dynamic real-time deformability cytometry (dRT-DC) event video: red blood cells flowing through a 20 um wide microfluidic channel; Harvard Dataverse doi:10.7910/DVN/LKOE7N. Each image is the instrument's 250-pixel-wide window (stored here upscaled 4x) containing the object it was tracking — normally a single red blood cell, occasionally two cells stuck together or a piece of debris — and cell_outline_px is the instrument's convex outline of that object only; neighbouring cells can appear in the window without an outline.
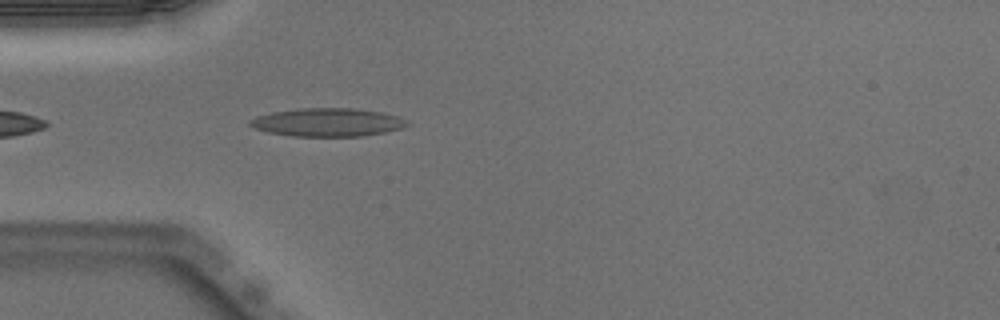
{"species": "Egyptian fruit bat (a non-hibernating species)", "species_latin": "Rousettus aegyptiacus", "temperature_condition": "warm", "stored_images_in_passage": 6, "camera_frame_rate_fps": 3000, "um_per_image_px": 0.085, "animal": {"sex": "male"}, "frame": {"image": 1, "passage_image": 3, "time_ms": 0.667, "image_size_px": [1000, 320], "cell_outline_px": [[408, 124], [400, 128], [384, 132], [364, 136], [292, 136], [268, 132], [256, 128], [248, 124], [248, 120], [256, 116], [272, 112], [300, 108], [356, 108], [380, 112], [400, 116], [408, 120]], "centroid_in_image_um": [27.84, 10.39], "position_along_channel_um": 57.2, "area_um2": 25.89}}